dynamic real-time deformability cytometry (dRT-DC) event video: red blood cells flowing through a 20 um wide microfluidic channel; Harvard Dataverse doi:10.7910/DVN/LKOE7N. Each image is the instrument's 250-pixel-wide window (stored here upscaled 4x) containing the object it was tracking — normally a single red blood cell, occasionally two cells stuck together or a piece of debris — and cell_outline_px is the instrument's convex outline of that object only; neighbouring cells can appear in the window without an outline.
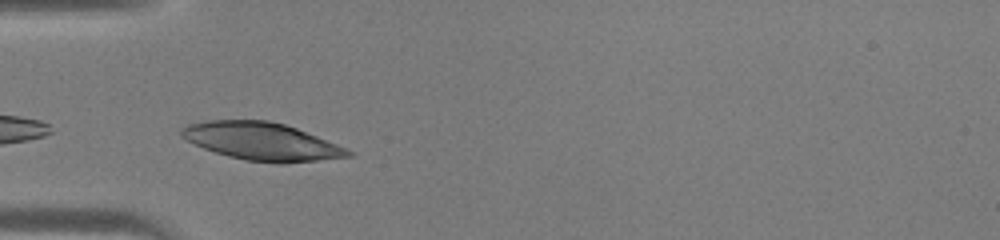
{"species": "human", "species_latin": "Homo sapiens", "temperature_condition": "warm", "stored_images_in_passage": 27, "camera_frame_rate_fps": 3000, "um_per_image_px": 0.085, "donor": {"sex": "male"}, "frame": {"image": 1, "passage_image": 1, "time_ms": 0.0, "image_size_px": [1000, 240], "cell_outline_px": [[356, 152], [352, 156], [284, 164], [280, 164], [244, 160], [228, 156], [204, 148], [180, 136], [180, 128], [188, 124], [204, 120], [268, 120], [284, 124], [296, 128]], "centroid_in_image_um": [22.24, 12.02], "position_along_channel_um": 62.8, "area_um2": 36.59}}
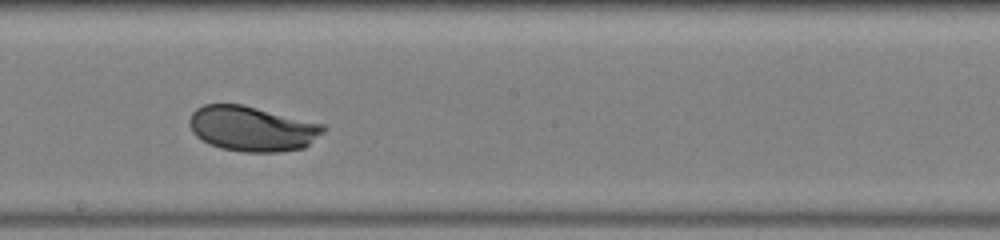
{"frame": {"image": 2, "passage_image": 12, "time_ms": 3.667, "image_size_px": [1000, 240], "cell_outline_px": [[328, 128], [324, 132], [304, 148], [280, 152], [244, 152], [220, 148], [196, 136], [192, 132], [188, 124], [188, 120], [192, 112], [196, 108], [204, 104], [244, 104], [324, 124]], "centroid_in_image_um": [21.44, 10.93], "position_along_channel_um": 226.8, "area_um2": 35.49}}
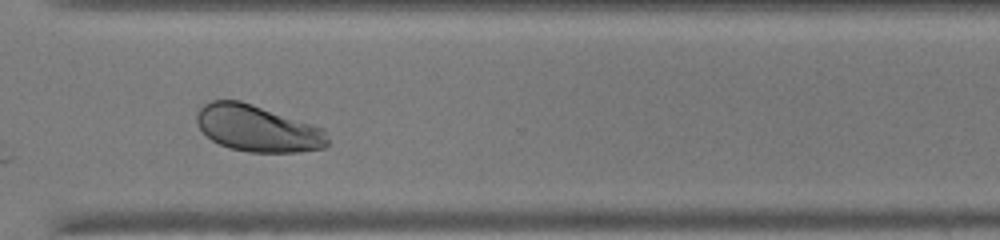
{"frame": {"image": 3, "passage_image": 20, "time_ms": 6.333, "image_size_px": [1000, 240], "cell_outline_px": [[328, 144], [324, 148], [300, 152], [248, 152], [228, 148], [212, 140], [200, 128], [196, 120], [196, 116], [200, 108], [204, 104], [212, 100], [240, 100], [324, 128], [328, 140]], "centroid_in_image_um": [21.9, 10.92], "position_along_channel_um": 348.7, "area_um2": 35.37}}